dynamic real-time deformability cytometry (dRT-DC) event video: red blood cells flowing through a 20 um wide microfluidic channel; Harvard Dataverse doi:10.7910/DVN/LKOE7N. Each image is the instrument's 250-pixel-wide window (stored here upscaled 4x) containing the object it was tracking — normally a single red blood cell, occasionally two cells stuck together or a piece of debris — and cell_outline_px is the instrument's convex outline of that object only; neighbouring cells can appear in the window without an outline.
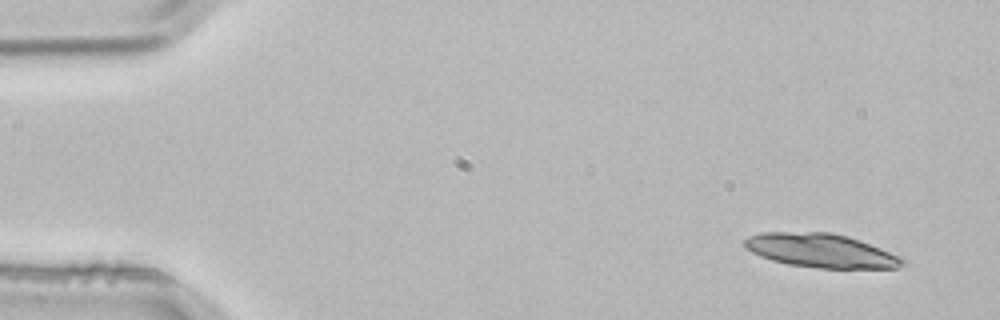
{"species": "common noctule bat (a hibernating species)", "species_latin": "Nyctalus noctula", "temperature_condition": "room temperature", "stored_images_in_passage": 4, "camera_frame_rate_fps": 3000, "um_per_image_px": 0.085, "animal": {"sex": "male", "body_mass_g": 21.5, "forearm_length_mm": 52.0}, "frame": {"image": 1, "passage_image": 1, "time_ms": 0.0, "image_size_px": [1000, 320], "cell_outline_px": [[908, 264], [896, 268], [816, 268], [788, 264], [772, 260], [760, 256], [744, 248], [744, 240], [748, 236], [760, 232], [828, 232], [848, 236], [860, 240], [880, 248], [908, 260]], "centroid_in_image_um": [69.78, 21.3], "position_along_channel_um": 15.2, "area_um2": 31.33}}
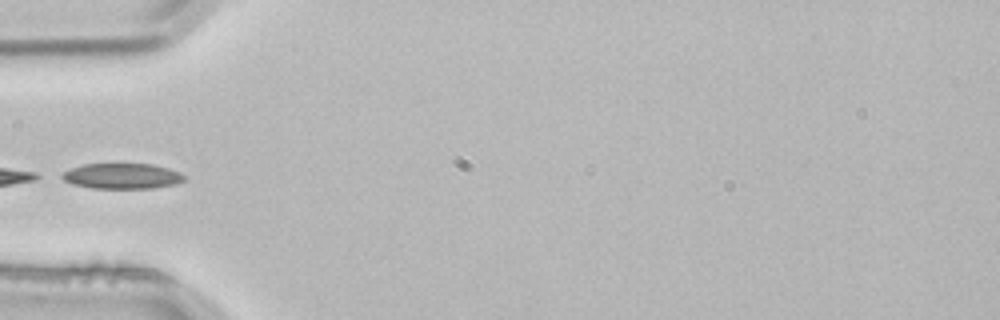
{"frame": {"image": 2, "passage_image": 4, "time_ms": 1.0, "image_size_px": [1000, 320], "cell_outline_px": [[184, 180], [176, 184], [152, 188], [92, 188], [72, 184], [56, 176], [72, 168], [84, 164], [152, 164], [168, 168], [180, 172], [184, 176]], "centroid_in_image_um": [10.35, 14.97], "position_along_channel_um": 74.7, "area_um2": 18.15}}